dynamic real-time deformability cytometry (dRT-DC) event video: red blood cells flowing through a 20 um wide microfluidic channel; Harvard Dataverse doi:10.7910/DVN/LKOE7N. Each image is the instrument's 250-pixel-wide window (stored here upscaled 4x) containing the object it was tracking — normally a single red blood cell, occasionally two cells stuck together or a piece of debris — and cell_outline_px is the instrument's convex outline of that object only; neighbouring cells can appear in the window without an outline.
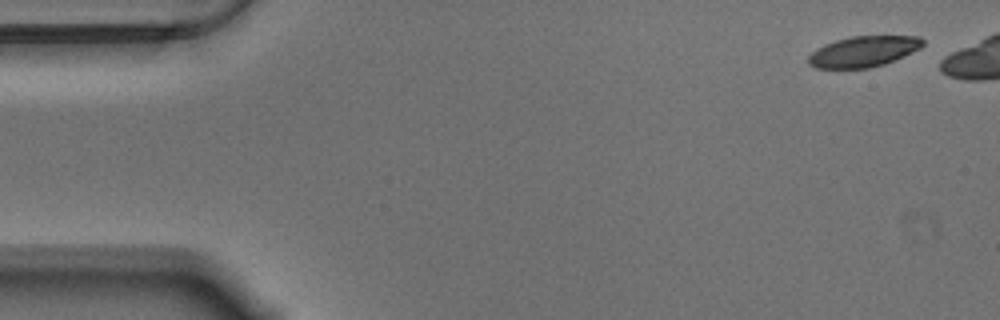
{"species": "Egyptian fruit bat (a non-hibernating species)", "species_latin": "Rousettus aegyptiacus", "temperature_condition": "warm", "stored_images_in_passage": 45, "camera_frame_rate_fps": 3000, "um_per_image_px": 0.085, "animal": {"sex": "male"}, "frame": {"image": 1, "passage_image": 2, "time_ms": 0.333, "image_size_px": [1000, 320], "cell_outline_px": [[924, 44], [920, 48], [904, 56], [884, 64], [868, 68], [816, 68], [808, 64], [808, 56], [816, 48], [824, 44], [836, 40], [852, 36], [920, 36], [924, 40]], "centroid_in_image_um": [73.39, 4.37], "position_along_channel_um": 11.6, "area_um2": 20.52}}
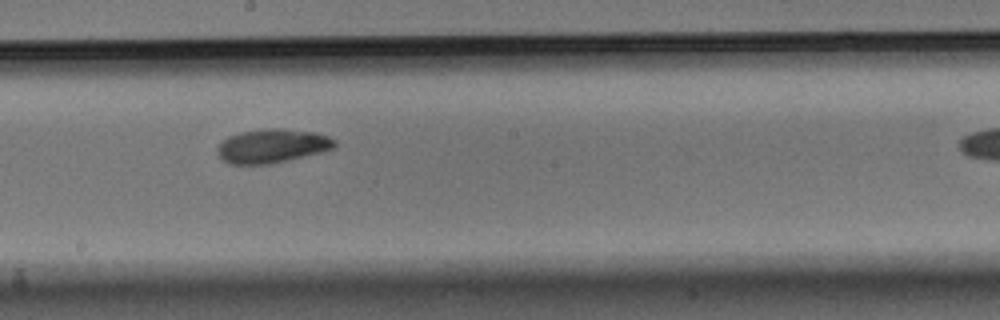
{"frame": {"image": 2, "passage_image": 30, "time_ms": 9.667, "image_size_px": [1000, 320], "cell_outline_px": [[336, 144], [332, 148], [324, 152], [272, 164], [228, 164], [216, 152], [216, 148], [228, 136], [240, 132], [268, 128], [280, 128], [316, 132], [328, 136], [336, 140]], "centroid_in_image_um": [23.15, 12.41], "position_along_channel_um": 225.0, "area_um2": 23.35}}
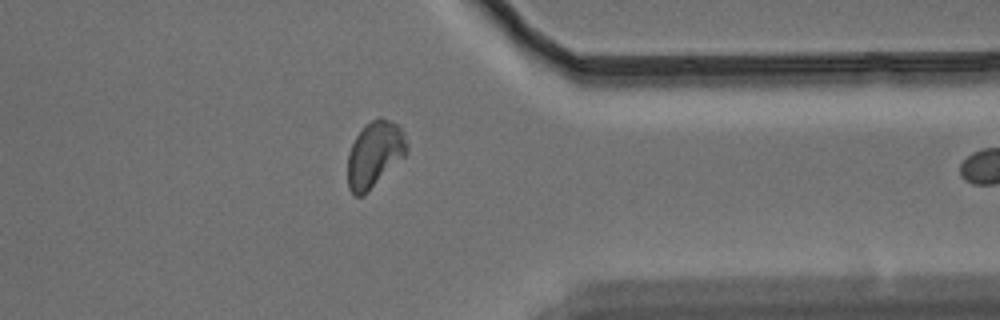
{"frame": {"image": 3, "passage_image": 44, "time_ms": 14.333, "image_size_px": [1000, 320], "cell_outline_px": [[408, 152], [364, 196], [356, 196], [348, 188], [348, 152], [356, 136], [364, 124], [380, 116], [392, 120], [400, 128], [408, 144]], "centroid_in_image_um": [31.83, 13.1], "position_along_channel_um": 379.6, "area_um2": 22.77}}